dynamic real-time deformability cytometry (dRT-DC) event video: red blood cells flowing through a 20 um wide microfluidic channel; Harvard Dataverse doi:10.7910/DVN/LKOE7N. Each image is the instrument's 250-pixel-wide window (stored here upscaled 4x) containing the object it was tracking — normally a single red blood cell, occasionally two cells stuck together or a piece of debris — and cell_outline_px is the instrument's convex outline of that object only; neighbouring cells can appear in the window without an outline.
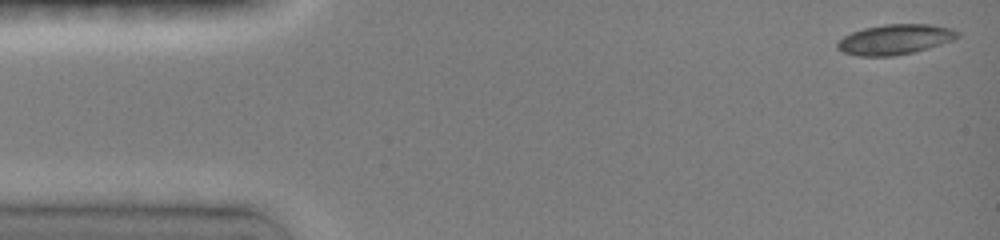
{"species": "common noctule bat (a hibernating species)", "species_latin": "Nyctalus noctula", "temperature_condition": "room temperature", "stored_images_in_passage": 25, "camera_frame_rate_fps": 3000, "um_per_image_px": 0.085, "animal": {"sex": "female", "body_mass_g": 19.0, "forearm_length_mm": 51.5}, "frame": {"image": 1, "passage_image": 1, "time_ms": 0.0, "image_size_px": [1000, 240], "cell_outline_px": [[960, 36], [952, 40], [928, 48], [912, 52], [892, 56], [856, 56], [844, 52], [836, 48], [836, 44], [844, 36], [852, 32], [864, 28], [884, 24], [932, 24], [952, 28], [960, 32]], "centroid_in_image_um": [76.08, 3.34], "position_along_channel_um": 8.9, "area_um2": 21.1}}
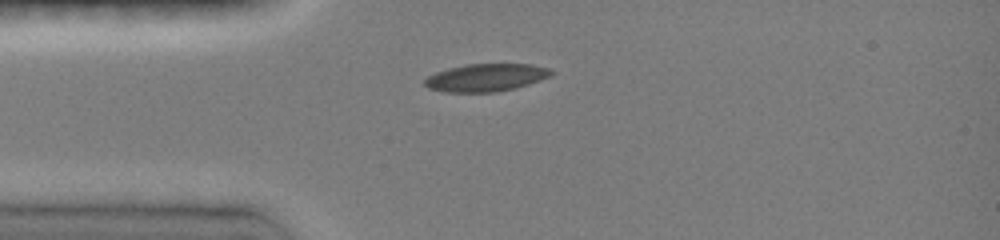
{"frame": {"image": 2, "passage_image": 20, "time_ms": 3.333, "image_size_px": [1000, 240], "cell_outline_px": [[556, 72], [540, 80], [516, 88], [496, 92], [444, 92], [428, 88], [424, 84], [424, 80], [428, 76], [436, 72], [448, 68], [468, 64], [532, 64], [548, 68]], "centroid_in_image_um": [41.3, 6.59], "position_along_channel_um": 43.7, "area_um2": 20.4}}